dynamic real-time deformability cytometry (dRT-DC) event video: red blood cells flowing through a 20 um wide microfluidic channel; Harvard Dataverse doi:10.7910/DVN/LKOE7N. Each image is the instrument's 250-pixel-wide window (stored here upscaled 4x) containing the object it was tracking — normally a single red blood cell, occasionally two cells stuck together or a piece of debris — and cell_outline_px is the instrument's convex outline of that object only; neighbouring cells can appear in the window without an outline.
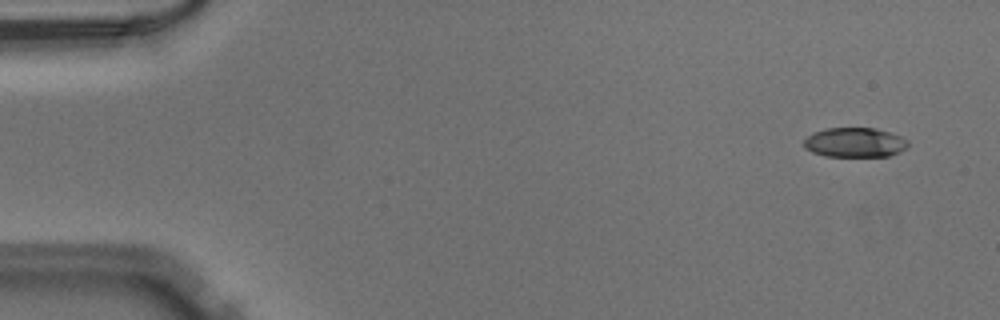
{"species": "Egyptian fruit bat (a non-hibernating species)", "species_latin": "Rousettus aegyptiacus", "temperature_condition": "warm", "stored_images_in_passage": 51, "camera_frame_rate_fps": 3000, "um_per_image_px": 0.085, "animal": {"sex": "male"}, "frame": {"image": 1, "passage_image": 3, "time_ms": 0.667, "image_size_px": [1000, 320], "cell_outline_px": [[908, 148], [900, 152], [888, 156], [824, 156], [812, 152], [804, 148], [804, 140], [812, 132], [824, 128], [876, 128], [900, 136], [908, 140]], "centroid_in_image_um": [72.65, 12.11], "position_along_channel_um": 12.4, "area_um2": 18.09}}
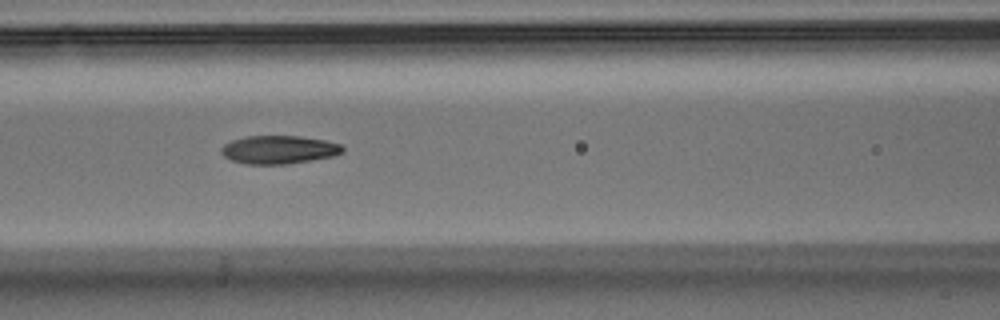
{"frame": {"image": 2, "passage_image": 22, "time_ms": 7.0, "image_size_px": [1000, 320], "cell_outline_px": [[344, 152], [332, 156], [312, 160], [288, 164], [244, 164], [232, 160], [224, 156], [220, 152], [220, 148], [224, 144], [232, 140], [244, 136], [300, 136], [324, 140], [340, 144], [344, 148]], "centroid_in_image_um": [23.68, 12.72], "position_along_channel_um": 142.9, "area_um2": 20.06}}
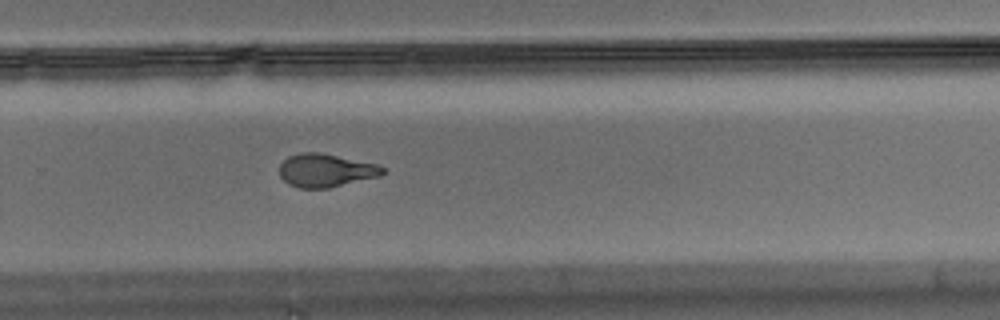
{"frame": {"image": 3, "passage_image": 34, "time_ms": 11.0, "image_size_px": [1000, 320], "cell_outline_px": [[384, 172], [380, 176], [328, 188], [300, 188], [288, 184], [280, 176], [280, 164], [288, 156], [300, 152], [320, 152], [376, 164], [384, 168]], "centroid_in_image_um": [27.66, 14.48], "position_along_channel_um": 302.1, "area_um2": 19.88}}